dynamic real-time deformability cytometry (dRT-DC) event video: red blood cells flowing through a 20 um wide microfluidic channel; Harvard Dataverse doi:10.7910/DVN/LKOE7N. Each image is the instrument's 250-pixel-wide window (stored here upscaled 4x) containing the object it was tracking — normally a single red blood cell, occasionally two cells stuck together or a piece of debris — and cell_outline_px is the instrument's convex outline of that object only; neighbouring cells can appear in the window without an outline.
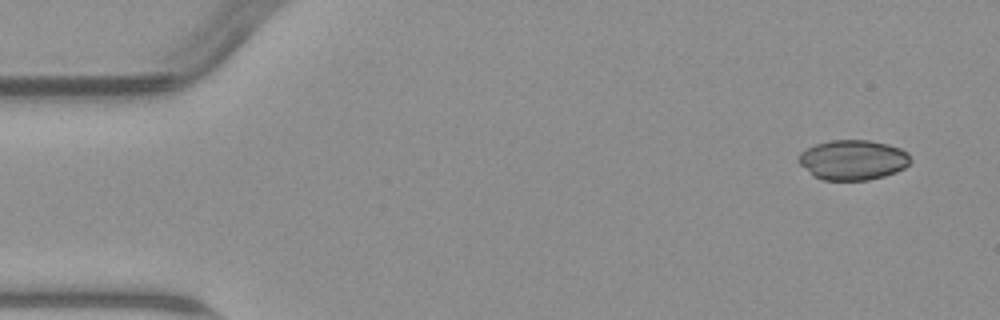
{"species": "common noctule bat (a hibernating species)", "species_latin": "Nyctalus noctula", "temperature_condition": "warm", "stored_images_in_passage": 4, "camera_frame_rate_fps": 3000, "um_per_image_px": 0.085, "animal": {"sex": "male", "body_mass_g": 23.1, "forearm_length_mm": 52.7}, "frame": {"image": 1, "passage_image": 1, "time_ms": 0.0, "image_size_px": [1000, 320], "cell_outline_px": [[912, 160], [904, 168], [896, 172], [884, 176], [868, 180], [820, 180], [800, 164], [796, 160], [796, 156], [800, 152], [816, 144], [828, 140], [868, 140], [888, 144], [900, 148], [908, 152]], "centroid_in_image_um": [72.49, 13.59], "position_along_channel_um": 12.5, "area_um2": 26.24}}
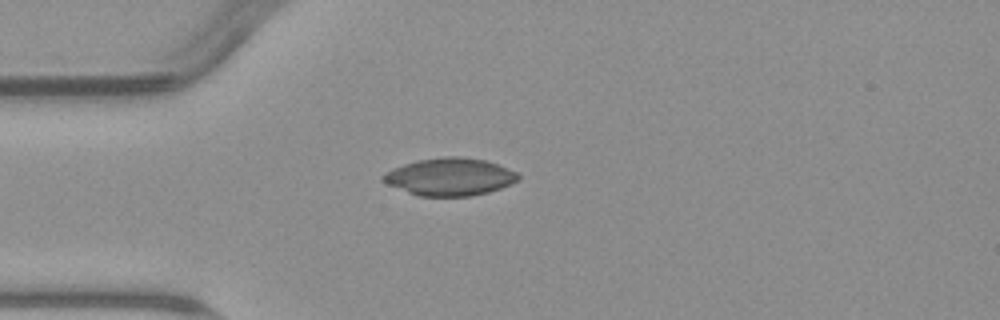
{"frame": {"image": 2, "passage_image": 4, "time_ms": 3.667, "image_size_px": [1000, 320], "cell_outline_px": [[520, 176], [512, 184], [488, 192], [472, 196], [420, 196], [408, 192], [388, 184], [380, 180], [388, 172], [404, 164], [420, 160], [444, 156], [460, 156], [484, 160], [496, 164], [516, 172]], "centroid_in_image_um": [38.26, 15.03], "position_along_channel_um": 46.7, "area_um2": 29.07}}